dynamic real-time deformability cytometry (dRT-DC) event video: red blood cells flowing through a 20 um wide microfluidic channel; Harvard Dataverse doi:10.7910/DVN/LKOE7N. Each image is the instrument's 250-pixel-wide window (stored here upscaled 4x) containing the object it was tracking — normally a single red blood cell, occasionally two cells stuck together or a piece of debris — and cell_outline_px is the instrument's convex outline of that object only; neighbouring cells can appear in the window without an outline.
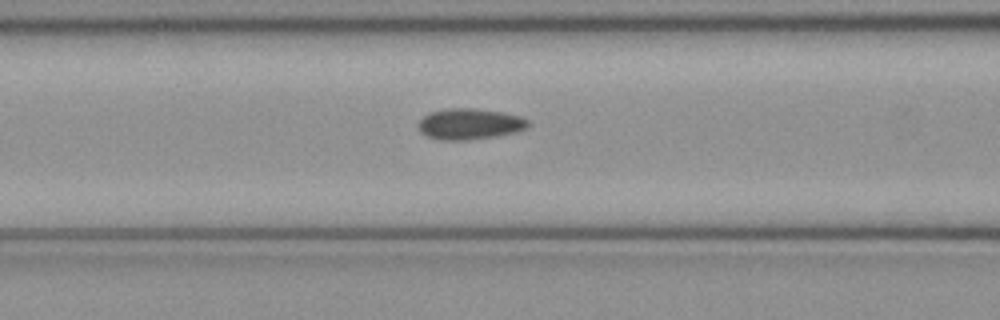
{"species": "common noctule bat (a hibernating species)", "species_latin": "Nyctalus noctula", "temperature_condition": "cold", "stored_images_in_passage": 38, "camera_frame_rate_fps": 3000, "um_per_image_px": 0.085, "animal": {"sex": "female", "body_mass_g": 21.9}, "frame": {"image": 1, "passage_image": 8, "time_ms": 2.333, "image_size_px": [1000, 320], "cell_outline_px": [[528, 128], [516, 132], [496, 136], [468, 140], [440, 140], [428, 136], [420, 132], [416, 124], [424, 116], [432, 112], [448, 108], [472, 108], [500, 112], [520, 116], [528, 120]], "centroid_in_image_um": [39.91, 10.54], "position_along_channel_um": 126.7, "area_um2": 19.77}}
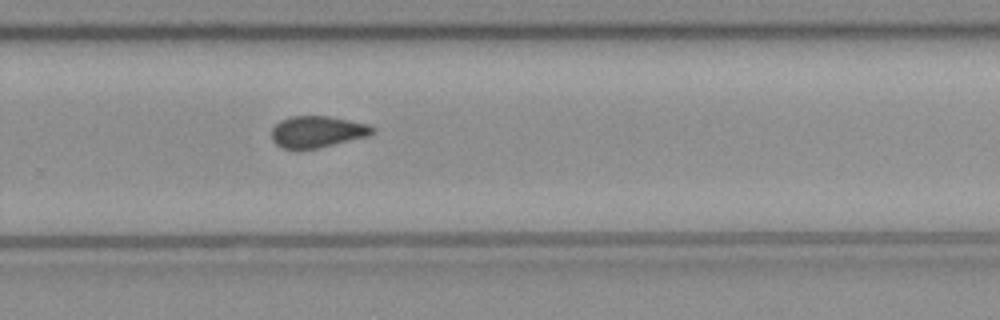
{"frame": {"image": 2, "passage_image": 21, "time_ms": 6.667, "image_size_px": [1000, 320], "cell_outline_px": [[376, 132], [368, 136], [316, 148], [280, 148], [272, 140], [272, 128], [280, 120], [292, 116], [328, 116], [368, 124], [376, 128]], "centroid_in_image_um": [26.98, 11.18], "position_along_channel_um": 302.8, "area_um2": 18.38}}
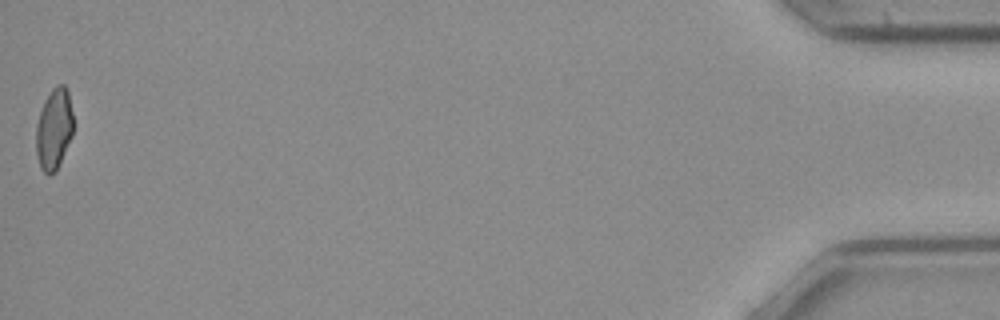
{"frame": {"image": 3, "passage_image": 38, "time_ms": 12.333, "image_size_px": [1000, 320], "cell_outline_px": [[72, 136], [56, 172], [48, 176], [40, 168], [36, 152], [36, 124], [44, 100], [52, 88], [56, 84], [64, 84], [68, 88], [72, 112]], "centroid_in_image_um": [4.58, 10.96], "position_along_channel_um": 430.6, "area_um2": 17.8}, "authors_computed_cell_mechanics": {"area_um2": 19.0451, "velocity_mm_per_s": 4.0789, "shape_relaxation_time_tau1_ms": 11.0958, "shape_relaxation_time_tau2_ms": 3.9697, "deformation_change_tau1": 0.1415, "deformation_change_tau2": 0.0729}}